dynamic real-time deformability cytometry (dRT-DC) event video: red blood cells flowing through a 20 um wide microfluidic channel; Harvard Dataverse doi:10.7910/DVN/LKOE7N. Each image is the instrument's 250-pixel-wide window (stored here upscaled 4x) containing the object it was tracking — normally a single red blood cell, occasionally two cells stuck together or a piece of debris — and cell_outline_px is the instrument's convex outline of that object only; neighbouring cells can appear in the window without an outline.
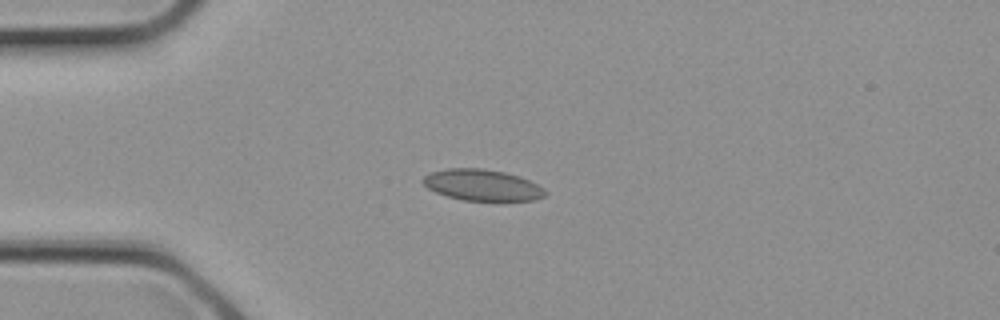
{"species": "common noctule bat (a hibernating species)", "species_latin": "Nyctalus noctula", "temperature_condition": "cold", "stored_images_in_passage": 1, "camera_frame_rate_fps": 3000, "um_per_image_px": 0.085, "animal": {"sex": "female", "body_mass_g": 21.9}, "frame": {"image": 1, "passage_image": 1, "time_ms": 0.0, "image_size_px": [1000, 320], "cell_outline_px": [[548, 192], [544, 196], [536, 200], [504, 204], [464, 200], [448, 196], [436, 192], [428, 188], [420, 180], [424, 176], [432, 172], [448, 168], [480, 168], [504, 172], [520, 176], [544, 188]], "centroid_in_image_um": [41.07, 15.79], "position_along_channel_um": 43.9, "area_um2": 23.12}}